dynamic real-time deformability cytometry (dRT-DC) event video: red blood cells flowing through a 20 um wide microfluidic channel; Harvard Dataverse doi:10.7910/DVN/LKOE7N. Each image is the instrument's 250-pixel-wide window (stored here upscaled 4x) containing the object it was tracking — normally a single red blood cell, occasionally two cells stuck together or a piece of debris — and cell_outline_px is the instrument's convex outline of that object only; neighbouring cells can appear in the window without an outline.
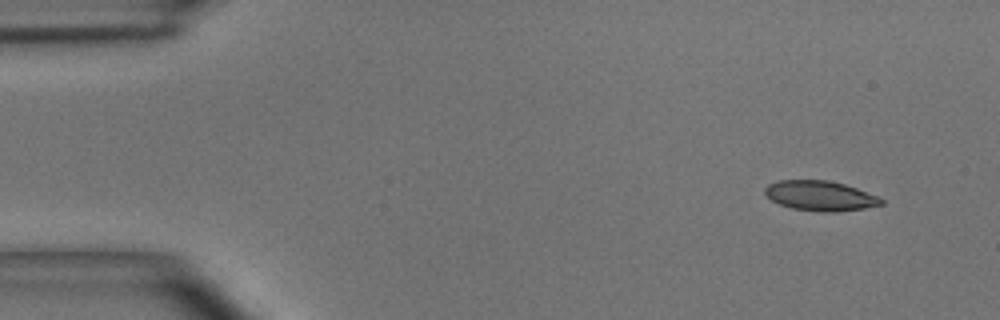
{"species": "common noctule bat (a hibernating species)", "species_latin": "Nyctalus noctula", "temperature_condition": "room temperature", "stored_images_in_passage": 3, "camera_frame_rate_fps": 3000, "um_per_image_px": 0.085, "animal": {"sex": "male", "body_mass_g": 15.6}, "frame": {"image": 1, "passage_image": 1, "time_ms": 0.0, "image_size_px": [1000, 320], "cell_outline_px": [[884, 204], [864, 208], [836, 212], [820, 212], [792, 208], [780, 204], [772, 200], [764, 192], [764, 188], [768, 184], [776, 180], [828, 180], [844, 184], [880, 196], [884, 200]], "centroid_in_image_um": [69.74, 16.64], "position_along_channel_um": 15.3, "area_um2": 20.4}}